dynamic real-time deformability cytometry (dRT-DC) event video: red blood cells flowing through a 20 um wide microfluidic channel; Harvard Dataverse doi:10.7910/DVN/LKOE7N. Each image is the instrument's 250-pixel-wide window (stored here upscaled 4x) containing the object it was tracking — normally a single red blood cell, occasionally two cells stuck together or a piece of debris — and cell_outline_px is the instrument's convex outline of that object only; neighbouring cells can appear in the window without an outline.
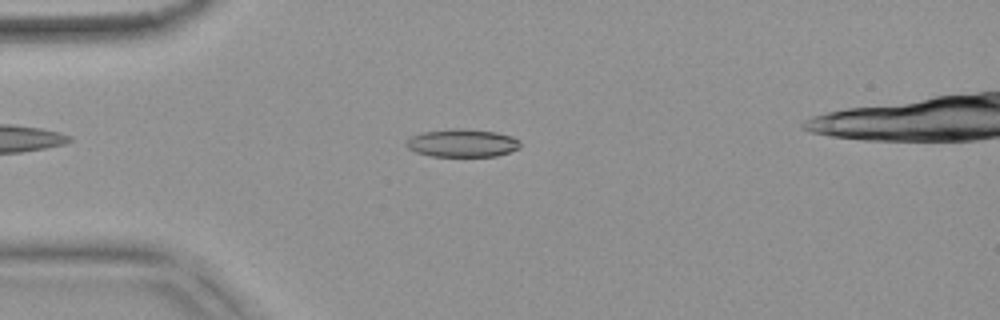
{"species": "common noctule bat (a hibernating species)", "species_latin": "Nyctalus noctula", "temperature_condition": "warm", "stored_images_in_passage": 52, "camera_frame_rate_fps": 3000, "um_per_image_px": 0.085, "animal": {"sex": "female", "body_mass_g": 18.4}, "frame": {"image": 1, "passage_image": 13, "time_ms": 4.0, "image_size_px": [1000, 320], "cell_outline_px": [[520, 148], [496, 156], [432, 156], [416, 152], [408, 148], [404, 144], [412, 136], [424, 132], [456, 128], [464, 128], [496, 132], [512, 136], [520, 140]], "centroid_in_image_um": [39.32, 12.15], "position_along_channel_um": 45.7, "area_um2": 18.5}}
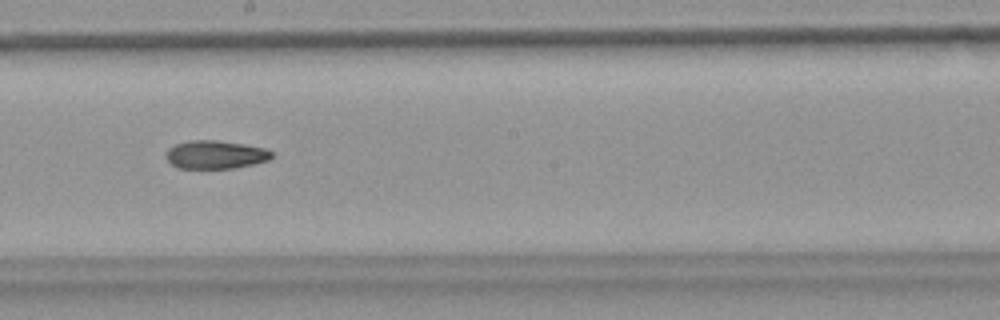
{"frame": {"image": 2, "passage_image": 29, "time_ms": 9.333, "image_size_px": [1000, 320], "cell_outline_px": [[272, 156], [268, 160], [236, 168], [176, 168], [164, 156], [168, 148], [176, 144], [188, 140], [216, 140], [244, 144], [264, 148], [272, 152]], "centroid_in_image_um": [18.27, 13.14], "position_along_channel_um": 229.9, "area_um2": 17.4}}
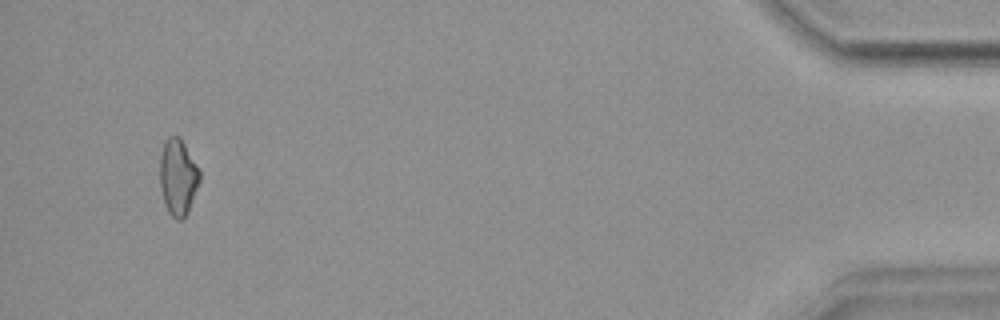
{"frame": {"image": 3, "passage_image": 50, "time_ms": 16.333, "image_size_px": [1000, 320], "cell_outline_px": [[200, 180], [188, 212], [180, 220], [176, 220], [168, 212], [164, 204], [160, 188], [160, 156], [164, 144], [168, 136], [180, 136], [200, 168]], "centroid_in_image_um": [15.13, 15.04], "position_along_channel_um": 420.1, "area_um2": 17.86}}